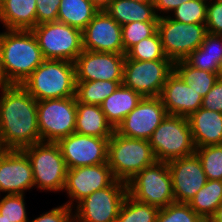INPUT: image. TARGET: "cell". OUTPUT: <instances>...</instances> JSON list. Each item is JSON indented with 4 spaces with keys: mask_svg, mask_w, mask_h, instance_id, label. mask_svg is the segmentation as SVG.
<instances>
[{
    "mask_svg": "<svg viewBox=\"0 0 222 222\" xmlns=\"http://www.w3.org/2000/svg\"><path fill=\"white\" fill-rule=\"evenodd\" d=\"M0 142L6 149H23L41 142L37 100L20 84L0 85Z\"/></svg>",
    "mask_w": 222,
    "mask_h": 222,
    "instance_id": "cell-1",
    "label": "cell"
},
{
    "mask_svg": "<svg viewBox=\"0 0 222 222\" xmlns=\"http://www.w3.org/2000/svg\"><path fill=\"white\" fill-rule=\"evenodd\" d=\"M4 84H22L43 63L44 57L32 30L2 32Z\"/></svg>",
    "mask_w": 222,
    "mask_h": 222,
    "instance_id": "cell-2",
    "label": "cell"
},
{
    "mask_svg": "<svg viewBox=\"0 0 222 222\" xmlns=\"http://www.w3.org/2000/svg\"><path fill=\"white\" fill-rule=\"evenodd\" d=\"M37 101L76 96L75 64L44 59L21 84Z\"/></svg>",
    "mask_w": 222,
    "mask_h": 222,
    "instance_id": "cell-3",
    "label": "cell"
},
{
    "mask_svg": "<svg viewBox=\"0 0 222 222\" xmlns=\"http://www.w3.org/2000/svg\"><path fill=\"white\" fill-rule=\"evenodd\" d=\"M156 161L149 140L125 137L115 131L108 141L107 163L116 180L127 183Z\"/></svg>",
    "mask_w": 222,
    "mask_h": 222,
    "instance_id": "cell-4",
    "label": "cell"
},
{
    "mask_svg": "<svg viewBox=\"0 0 222 222\" xmlns=\"http://www.w3.org/2000/svg\"><path fill=\"white\" fill-rule=\"evenodd\" d=\"M21 150L30 161L37 191L63 192L68 168L58 144L41 141Z\"/></svg>",
    "mask_w": 222,
    "mask_h": 222,
    "instance_id": "cell-5",
    "label": "cell"
},
{
    "mask_svg": "<svg viewBox=\"0 0 222 222\" xmlns=\"http://www.w3.org/2000/svg\"><path fill=\"white\" fill-rule=\"evenodd\" d=\"M149 143L156 160L161 162L187 157L196 151L188 119L184 116L168 114L153 132Z\"/></svg>",
    "mask_w": 222,
    "mask_h": 222,
    "instance_id": "cell-6",
    "label": "cell"
},
{
    "mask_svg": "<svg viewBox=\"0 0 222 222\" xmlns=\"http://www.w3.org/2000/svg\"><path fill=\"white\" fill-rule=\"evenodd\" d=\"M128 195L138 202L164 208L175 202L167 162L156 161L127 182Z\"/></svg>",
    "mask_w": 222,
    "mask_h": 222,
    "instance_id": "cell-7",
    "label": "cell"
},
{
    "mask_svg": "<svg viewBox=\"0 0 222 222\" xmlns=\"http://www.w3.org/2000/svg\"><path fill=\"white\" fill-rule=\"evenodd\" d=\"M34 33L44 59L73 62L83 51L82 31L59 21L36 25Z\"/></svg>",
    "mask_w": 222,
    "mask_h": 222,
    "instance_id": "cell-8",
    "label": "cell"
},
{
    "mask_svg": "<svg viewBox=\"0 0 222 222\" xmlns=\"http://www.w3.org/2000/svg\"><path fill=\"white\" fill-rule=\"evenodd\" d=\"M76 114V96L38 101L37 117L41 141L57 143L74 133Z\"/></svg>",
    "mask_w": 222,
    "mask_h": 222,
    "instance_id": "cell-9",
    "label": "cell"
},
{
    "mask_svg": "<svg viewBox=\"0 0 222 222\" xmlns=\"http://www.w3.org/2000/svg\"><path fill=\"white\" fill-rule=\"evenodd\" d=\"M127 183L115 180L110 186L93 192L73 208L74 222H116L124 199Z\"/></svg>",
    "mask_w": 222,
    "mask_h": 222,
    "instance_id": "cell-10",
    "label": "cell"
},
{
    "mask_svg": "<svg viewBox=\"0 0 222 222\" xmlns=\"http://www.w3.org/2000/svg\"><path fill=\"white\" fill-rule=\"evenodd\" d=\"M164 54L172 62L184 60L204 41L205 24L181 23L169 16L160 17L157 23Z\"/></svg>",
    "mask_w": 222,
    "mask_h": 222,
    "instance_id": "cell-11",
    "label": "cell"
},
{
    "mask_svg": "<svg viewBox=\"0 0 222 222\" xmlns=\"http://www.w3.org/2000/svg\"><path fill=\"white\" fill-rule=\"evenodd\" d=\"M172 71L173 62L170 59L138 61L126 57L122 84L143 97H159Z\"/></svg>",
    "mask_w": 222,
    "mask_h": 222,
    "instance_id": "cell-12",
    "label": "cell"
},
{
    "mask_svg": "<svg viewBox=\"0 0 222 222\" xmlns=\"http://www.w3.org/2000/svg\"><path fill=\"white\" fill-rule=\"evenodd\" d=\"M115 180L108 163L68 169L63 192L69 200L64 204L73 208L76 203L110 186Z\"/></svg>",
    "mask_w": 222,
    "mask_h": 222,
    "instance_id": "cell-13",
    "label": "cell"
},
{
    "mask_svg": "<svg viewBox=\"0 0 222 222\" xmlns=\"http://www.w3.org/2000/svg\"><path fill=\"white\" fill-rule=\"evenodd\" d=\"M110 138L72 133L57 142L68 169L107 163Z\"/></svg>",
    "mask_w": 222,
    "mask_h": 222,
    "instance_id": "cell-14",
    "label": "cell"
},
{
    "mask_svg": "<svg viewBox=\"0 0 222 222\" xmlns=\"http://www.w3.org/2000/svg\"><path fill=\"white\" fill-rule=\"evenodd\" d=\"M167 115L160 97H143L115 131L125 137L149 140Z\"/></svg>",
    "mask_w": 222,
    "mask_h": 222,
    "instance_id": "cell-15",
    "label": "cell"
},
{
    "mask_svg": "<svg viewBox=\"0 0 222 222\" xmlns=\"http://www.w3.org/2000/svg\"><path fill=\"white\" fill-rule=\"evenodd\" d=\"M124 53L83 50L74 61L76 81H123Z\"/></svg>",
    "mask_w": 222,
    "mask_h": 222,
    "instance_id": "cell-16",
    "label": "cell"
},
{
    "mask_svg": "<svg viewBox=\"0 0 222 222\" xmlns=\"http://www.w3.org/2000/svg\"><path fill=\"white\" fill-rule=\"evenodd\" d=\"M35 189L27 155L19 149H6L0 157V195H25Z\"/></svg>",
    "mask_w": 222,
    "mask_h": 222,
    "instance_id": "cell-17",
    "label": "cell"
},
{
    "mask_svg": "<svg viewBox=\"0 0 222 222\" xmlns=\"http://www.w3.org/2000/svg\"><path fill=\"white\" fill-rule=\"evenodd\" d=\"M175 202L189 203L208 181L196 154L167 162Z\"/></svg>",
    "mask_w": 222,
    "mask_h": 222,
    "instance_id": "cell-18",
    "label": "cell"
},
{
    "mask_svg": "<svg viewBox=\"0 0 222 222\" xmlns=\"http://www.w3.org/2000/svg\"><path fill=\"white\" fill-rule=\"evenodd\" d=\"M83 50L124 53L121 25L104 10L98 11L82 31Z\"/></svg>",
    "mask_w": 222,
    "mask_h": 222,
    "instance_id": "cell-19",
    "label": "cell"
},
{
    "mask_svg": "<svg viewBox=\"0 0 222 222\" xmlns=\"http://www.w3.org/2000/svg\"><path fill=\"white\" fill-rule=\"evenodd\" d=\"M159 97L167 114L184 117L201 108L203 99L174 70L168 75Z\"/></svg>",
    "mask_w": 222,
    "mask_h": 222,
    "instance_id": "cell-20",
    "label": "cell"
},
{
    "mask_svg": "<svg viewBox=\"0 0 222 222\" xmlns=\"http://www.w3.org/2000/svg\"><path fill=\"white\" fill-rule=\"evenodd\" d=\"M196 148L222 144V113L199 108L188 117Z\"/></svg>",
    "mask_w": 222,
    "mask_h": 222,
    "instance_id": "cell-21",
    "label": "cell"
},
{
    "mask_svg": "<svg viewBox=\"0 0 222 222\" xmlns=\"http://www.w3.org/2000/svg\"><path fill=\"white\" fill-rule=\"evenodd\" d=\"M36 4V0H0L3 30H32L37 25Z\"/></svg>",
    "mask_w": 222,
    "mask_h": 222,
    "instance_id": "cell-22",
    "label": "cell"
},
{
    "mask_svg": "<svg viewBox=\"0 0 222 222\" xmlns=\"http://www.w3.org/2000/svg\"><path fill=\"white\" fill-rule=\"evenodd\" d=\"M142 99L143 96L140 93L120 84V86L101 103L100 107L106 115L107 121L116 129Z\"/></svg>",
    "mask_w": 222,
    "mask_h": 222,
    "instance_id": "cell-23",
    "label": "cell"
},
{
    "mask_svg": "<svg viewBox=\"0 0 222 222\" xmlns=\"http://www.w3.org/2000/svg\"><path fill=\"white\" fill-rule=\"evenodd\" d=\"M75 132L82 135L111 138L115 129L107 121L99 105L85 104L77 100Z\"/></svg>",
    "mask_w": 222,
    "mask_h": 222,
    "instance_id": "cell-24",
    "label": "cell"
},
{
    "mask_svg": "<svg viewBox=\"0 0 222 222\" xmlns=\"http://www.w3.org/2000/svg\"><path fill=\"white\" fill-rule=\"evenodd\" d=\"M121 26L132 22H158L154 3L135 0H112L104 9Z\"/></svg>",
    "mask_w": 222,
    "mask_h": 222,
    "instance_id": "cell-25",
    "label": "cell"
},
{
    "mask_svg": "<svg viewBox=\"0 0 222 222\" xmlns=\"http://www.w3.org/2000/svg\"><path fill=\"white\" fill-rule=\"evenodd\" d=\"M98 11L90 0H61L57 21L83 31Z\"/></svg>",
    "mask_w": 222,
    "mask_h": 222,
    "instance_id": "cell-26",
    "label": "cell"
},
{
    "mask_svg": "<svg viewBox=\"0 0 222 222\" xmlns=\"http://www.w3.org/2000/svg\"><path fill=\"white\" fill-rule=\"evenodd\" d=\"M222 203V181L208 180L189 201V206L206 222Z\"/></svg>",
    "mask_w": 222,
    "mask_h": 222,
    "instance_id": "cell-27",
    "label": "cell"
},
{
    "mask_svg": "<svg viewBox=\"0 0 222 222\" xmlns=\"http://www.w3.org/2000/svg\"><path fill=\"white\" fill-rule=\"evenodd\" d=\"M173 70L202 97L211 90L215 82L219 79L217 73L196 69L190 66L185 60L173 62Z\"/></svg>",
    "mask_w": 222,
    "mask_h": 222,
    "instance_id": "cell-28",
    "label": "cell"
},
{
    "mask_svg": "<svg viewBox=\"0 0 222 222\" xmlns=\"http://www.w3.org/2000/svg\"><path fill=\"white\" fill-rule=\"evenodd\" d=\"M120 84L122 81H76V99L81 103L100 106Z\"/></svg>",
    "mask_w": 222,
    "mask_h": 222,
    "instance_id": "cell-29",
    "label": "cell"
},
{
    "mask_svg": "<svg viewBox=\"0 0 222 222\" xmlns=\"http://www.w3.org/2000/svg\"><path fill=\"white\" fill-rule=\"evenodd\" d=\"M159 208L136 201L127 195L116 222H156Z\"/></svg>",
    "mask_w": 222,
    "mask_h": 222,
    "instance_id": "cell-30",
    "label": "cell"
},
{
    "mask_svg": "<svg viewBox=\"0 0 222 222\" xmlns=\"http://www.w3.org/2000/svg\"><path fill=\"white\" fill-rule=\"evenodd\" d=\"M125 56L138 61L169 59L164 54L158 31L132 46Z\"/></svg>",
    "mask_w": 222,
    "mask_h": 222,
    "instance_id": "cell-31",
    "label": "cell"
},
{
    "mask_svg": "<svg viewBox=\"0 0 222 222\" xmlns=\"http://www.w3.org/2000/svg\"><path fill=\"white\" fill-rule=\"evenodd\" d=\"M202 168L208 180L222 181V144L196 148Z\"/></svg>",
    "mask_w": 222,
    "mask_h": 222,
    "instance_id": "cell-32",
    "label": "cell"
},
{
    "mask_svg": "<svg viewBox=\"0 0 222 222\" xmlns=\"http://www.w3.org/2000/svg\"><path fill=\"white\" fill-rule=\"evenodd\" d=\"M208 0H190L173 10L169 17L181 23L205 24Z\"/></svg>",
    "mask_w": 222,
    "mask_h": 222,
    "instance_id": "cell-33",
    "label": "cell"
},
{
    "mask_svg": "<svg viewBox=\"0 0 222 222\" xmlns=\"http://www.w3.org/2000/svg\"><path fill=\"white\" fill-rule=\"evenodd\" d=\"M2 196V197H1ZM26 196L18 194L0 195V215L9 222H28Z\"/></svg>",
    "mask_w": 222,
    "mask_h": 222,
    "instance_id": "cell-34",
    "label": "cell"
},
{
    "mask_svg": "<svg viewBox=\"0 0 222 222\" xmlns=\"http://www.w3.org/2000/svg\"><path fill=\"white\" fill-rule=\"evenodd\" d=\"M156 222H206L188 203L173 202L160 208Z\"/></svg>",
    "mask_w": 222,
    "mask_h": 222,
    "instance_id": "cell-35",
    "label": "cell"
},
{
    "mask_svg": "<svg viewBox=\"0 0 222 222\" xmlns=\"http://www.w3.org/2000/svg\"><path fill=\"white\" fill-rule=\"evenodd\" d=\"M158 22H132L121 26L124 54L141 40L157 31Z\"/></svg>",
    "mask_w": 222,
    "mask_h": 222,
    "instance_id": "cell-36",
    "label": "cell"
},
{
    "mask_svg": "<svg viewBox=\"0 0 222 222\" xmlns=\"http://www.w3.org/2000/svg\"><path fill=\"white\" fill-rule=\"evenodd\" d=\"M222 56L203 55V50L198 47L191 52L184 60L192 67L217 73Z\"/></svg>",
    "mask_w": 222,
    "mask_h": 222,
    "instance_id": "cell-37",
    "label": "cell"
},
{
    "mask_svg": "<svg viewBox=\"0 0 222 222\" xmlns=\"http://www.w3.org/2000/svg\"><path fill=\"white\" fill-rule=\"evenodd\" d=\"M205 25L207 33L222 35V0H208Z\"/></svg>",
    "mask_w": 222,
    "mask_h": 222,
    "instance_id": "cell-38",
    "label": "cell"
},
{
    "mask_svg": "<svg viewBox=\"0 0 222 222\" xmlns=\"http://www.w3.org/2000/svg\"><path fill=\"white\" fill-rule=\"evenodd\" d=\"M37 25L57 21L61 0H36Z\"/></svg>",
    "mask_w": 222,
    "mask_h": 222,
    "instance_id": "cell-39",
    "label": "cell"
},
{
    "mask_svg": "<svg viewBox=\"0 0 222 222\" xmlns=\"http://www.w3.org/2000/svg\"><path fill=\"white\" fill-rule=\"evenodd\" d=\"M28 222H74L73 210L63 203L47 212H43L39 217L37 216Z\"/></svg>",
    "mask_w": 222,
    "mask_h": 222,
    "instance_id": "cell-40",
    "label": "cell"
},
{
    "mask_svg": "<svg viewBox=\"0 0 222 222\" xmlns=\"http://www.w3.org/2000/svg\"><path fill=\"white\" fill-rule=\"evenodd\" d=\"M202 108L222 113V79H218L202 99Z\"/></svg>",
    "mask_w": 222,
    "mask_h": 222,
    "instance_id": "cell-41",
    "label": "cell"
},
{
    "mask_svg": "<svg viewBox=\"0 0 222 222\" xmlns=\"http://www.w3.org/2000/svg\"><path fill=\"white\" fill-rule=\"evenodd\" d=\"M199 47L203 50V55L222 56V35L207 33Z\"/></svg>",
    "mask_w": 222,
    "mask_h": 222,
    "instance_id": "cell-42",
    "label": "cell"
},
{
    "mask_svg": "<svg viewBox=\"0 0 222 222\" xmlns=\"http://www.w3.org/2000/svg\"><path fill=\"white\" fill-rule=\"evenodd\" d=\"M190 0H155V13L158 18L169 16V14L184 2Z\"/></svg>",
    "mask_w": 222,
    "mask_h": 222,
    "instance_id": "cell-43",
    "label": "cell"
},
{
    "mask_svg": "<svg viewBox=\"0 0 222 222\" xmlns=\"http://www.w3.org/2000/svg\"><path fill=\"white\" fill-rule=\"evenodd\" d=\"M207 222H222V203L216 208L215 213Z\"/></svg>",
    "mask_w": 222,
    "mask_h": 222,
    "instance_id": "cell-44",
    "label": "cell"
},
{
    "mask_svg": "<svg viewBox=\"0 0 222 222\" xmlns=\"http://www.w3.org/2000/svg\"><path fill=\"white\" fill-rule=\"evenodd\" d=\"M92 4L99 10H104L112 0H90Z\"/></svg>",
    "mask_w": 222,
    "mask_h": 222,
    "instance_id": "cell-45",
    "label": "cell"
},
{
    "mask_svg": "<svg viewBox=\"0 0 222 222\" xmlns=\"http://www.w3.org/2000/svg\"><path fill=\"white\" fill-rule=\"evenodd\" d=\"M2 32H0V85H3V69H2Z\"/></svg>",
    "mask_w": 222,
    "mask_h": 222,
    "instance_id": "cell-46",
    "label": "cell"
},
{
    "mask_svg": "<svg viewBox=\"0 0 222 222\" xmlns=\"http://www.w3.org/2000/svg\"><path fill=\"white\" fill-rule=\"evenodd\" d=\"M217 74H218V78L222 79V59H221V62L219 64V69H218Z\"/></svg>",
    "mask_w": 222,
    "mask_h": 222,
    "instance_id": "cell-47",
    "label": "cell"
},
{
    "mask_svg": "<svg viewBox=\"0 0 222 222\" xmlns=\"http://www.w3.org/2000/svg\"><path fill=\"white\" fill-rule=\"evenodd\" d=\"M6 148L1 144L0 142V157L2 156V154L5 152Z\"/></svg>",
    "mask_w": 222,
    "mask_h": 222,
    "instance_id": "cell-48",
    "label": "cell"
},
{
    "mask_svg": "<svg viewBox=\"0 0 222 222\" xmlns=\"http://www.w3.org/2000/svg\"><path fill=\"white\" fill-rule=\"evenodd\" d=\"M135 1L142 3H154L155 0H135Z\"/></svg>",
    "mask_w": 222,
    "mask_h": 222,
    "instance_id": "cell-49",
    "label": "cell"
},
{
    "mask_svg": "<svg viewBox=\"0 0 222 222\" xmlns=\"http://www.w3.org/2000/svg\"><path fill=\"white\" fill-rule=\"evenodd\" d=\"M0 222H9L6 219L2 218V216L0 215Z\"/></svg>",
    "mask_w": 222,
    "mask_h": 222,
    "instance_id": "cell-50",
    "label": "cell"
}]
</instances>
